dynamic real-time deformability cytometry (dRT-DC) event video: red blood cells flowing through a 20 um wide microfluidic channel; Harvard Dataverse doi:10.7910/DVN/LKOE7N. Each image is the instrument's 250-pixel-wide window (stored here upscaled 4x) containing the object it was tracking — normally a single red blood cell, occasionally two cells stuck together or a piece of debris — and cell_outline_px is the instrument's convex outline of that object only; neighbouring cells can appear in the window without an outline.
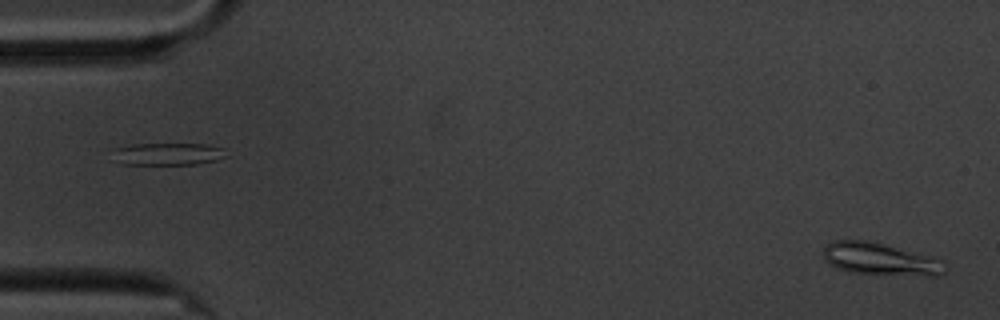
{"species": "common noctule bat (a hibernating species)", "species_latin": "Nyctalus noctula", "temperature_condition": "cold", "stored_images_in_passage": 21, "camera_frame_rate_fps": 3000, "um_per_image_px": 0.085, "animal": {"sex": "male", "body_mass_g": 20.1, "forearm_length_mm": 53.5}, "frame": {"image": 1, "passage_image": 1, "time_ms": 0.0, "image_size_px": [1000, 320], "cell_outline_px": [[944, 272], [940, 276], [932, 276], [848, 272], [836, 268], [824, 260], [824, 248], [832, 240], [868, 240], [940, 260]], "centroid_in_image_um": [74.71, 22.03], "position_along_channel_um": 10.3, "area_um2": 22.2}}
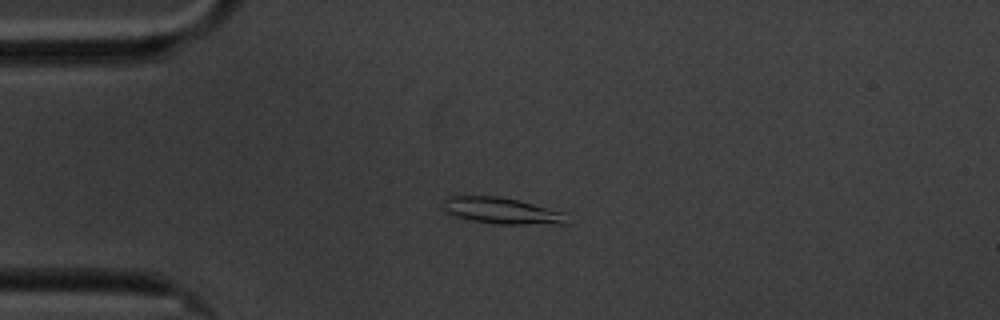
{"frame": {"image": 2, "passage_image": 13, "time_ms": 4.0, "image_size_px": [1000, 320], "cell_outline_px": [[568, 224], [496, 224], [468, 220], [444, 212], [444, 200], [448, 196], [500, 196], [568, 212]], "centroid_in_image_um": [42.71, 17.92], "position_along_channel_um": 42.3, "area_um2": 19.31}}
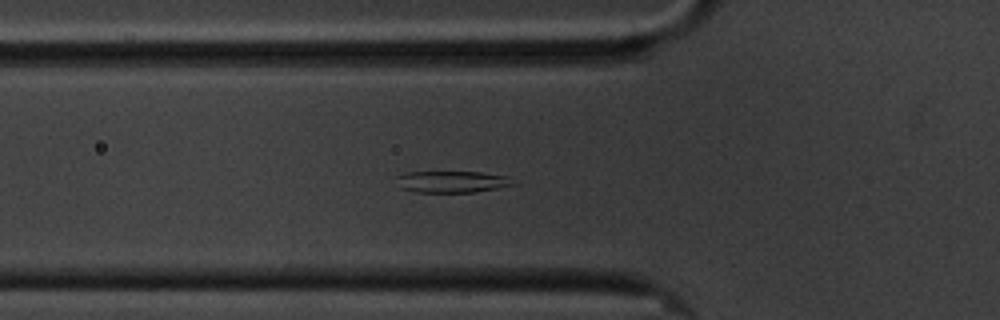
{"frame": {"image": 3, "passage_image": 19, "time_ms": 6.0, "image_size_px": [1000, 320], "cell_outline_px": [[516, 184], [476, 192], [416, 192], [400, 188], [392, 176], [408, 172], [480, 172], [508, 176]], "centroid_in_image_um": [38.34, 15.44], "position_along_channel_um": 87.5, "area_um2": 14.85}}